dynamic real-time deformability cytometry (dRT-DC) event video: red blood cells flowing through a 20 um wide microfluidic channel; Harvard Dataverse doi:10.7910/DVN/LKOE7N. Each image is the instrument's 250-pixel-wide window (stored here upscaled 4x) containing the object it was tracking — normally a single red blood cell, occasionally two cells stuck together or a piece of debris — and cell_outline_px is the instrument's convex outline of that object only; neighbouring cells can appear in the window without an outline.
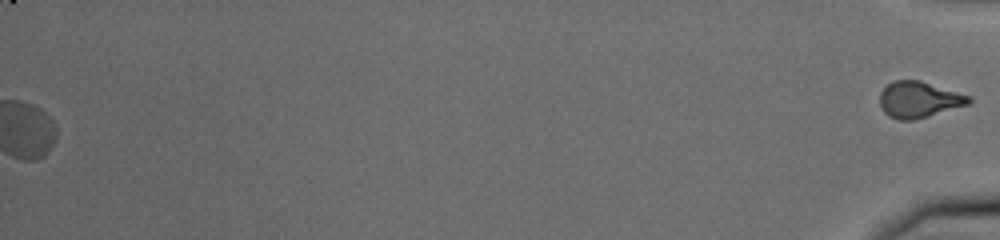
{"species": "common noctule bat (a hibernating species)", "species_latin": "Nyctalus noctula", "temperature_condition": "cold", "stored_images_in_passage": 45, "segment_of_instrument_passage": [2, 2], "camera_frame_rate_fps": 3000, "um_per_image_px": 0.085, "animal": {"sex": "male", "body_mass_g": 20.0, "forearm_length_mm": 53.3}, "frame": {"image": 1, "passage_image": 45, "time_ms": 14.667, "image_size_px": [1000, 240], "cell_outline_px": [[972, 100], [968, 104], [928, 116], [912, 120], [900, 120], [888, 116], [884, 112], [880, 104], [880, 92], [892, 80], [920, 80], [972, 96]], "centroid_in_image_um": [78.1, 8.45], "position_along_channel_um": 357.1, "area_um2": 18.73}}